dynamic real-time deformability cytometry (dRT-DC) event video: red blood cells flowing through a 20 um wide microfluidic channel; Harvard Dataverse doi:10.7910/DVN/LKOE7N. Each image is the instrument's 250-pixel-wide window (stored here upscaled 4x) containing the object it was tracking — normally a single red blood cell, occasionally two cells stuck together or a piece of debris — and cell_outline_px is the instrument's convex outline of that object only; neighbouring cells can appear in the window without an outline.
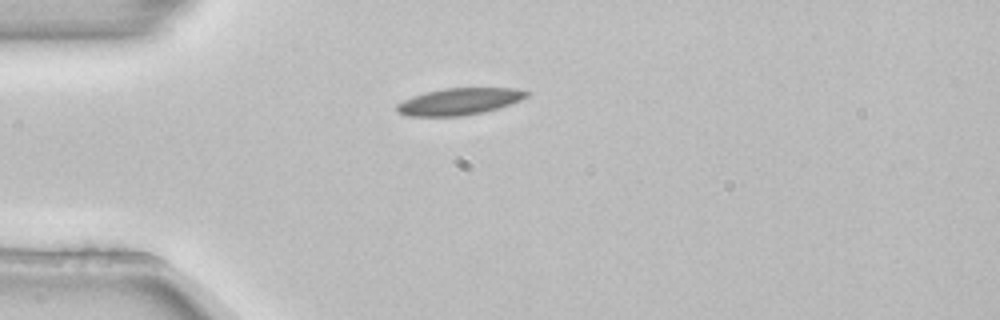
{"species": "common noctule bat (a hibernating species)", "species_latin": "Nyctalus noctula", "temperature_condition": "room temperature", "stored_images_in_passage": 2, "camera_frame_rate_fps": 3000, "um_per_image_px": 0.085, "animal": {"sex": "female", "body_mass_g": 22.7, "forearm_length_mm": 54.2}, "frame": {"image": 1, "passage_image": 1, "time_ms": 0.0, "image_size_px": [1000, 320], "cell_outline_px": [[528, 96], [520, 100], [484, 112], [460, 116], [404, 116], [396, 112], [396, 104], [412, 96], [444, 88], [512, 88], [528, 92]], "centroid_in_image_um": [38.97, 8.63], "position_along_channel_um": 46.0, "area_um2": 20.06}}
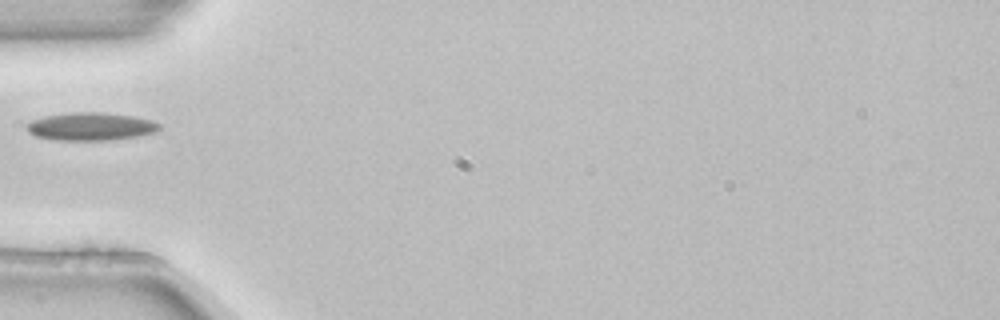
{"frame": {"image": 2, "passage_image": 2, "time_ms": 0.333, "image_size_px": [1000, 320], "cell_outline_px": [[160, 128], [156, 132], [136, 136], [108, 140], [60, 140], [36, 136], [28, 132], [28, 124], [32, 120], [44, 116], [68, 112], [100, 112], [132, 116], [152, 120], [160, 124]], "centroid_in_image_um": [7.72, 10.74], "position_along_channel_um": 77.3, "area_um2": 21.39}}